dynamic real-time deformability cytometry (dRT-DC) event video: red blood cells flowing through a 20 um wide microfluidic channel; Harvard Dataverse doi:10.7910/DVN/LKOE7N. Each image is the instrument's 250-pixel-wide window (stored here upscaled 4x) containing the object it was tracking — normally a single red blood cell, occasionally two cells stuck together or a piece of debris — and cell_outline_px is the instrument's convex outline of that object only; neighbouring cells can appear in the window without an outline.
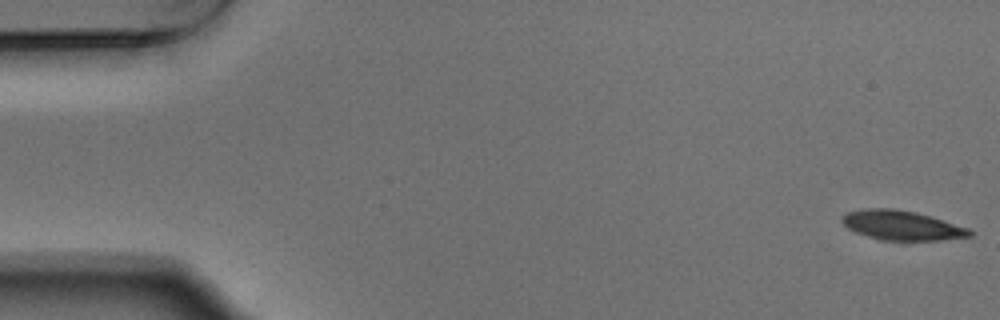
{"species": "Egyptian fruit bat (a non-hibernating species)", "species_latin": "Rousettus aegyptiacus", "temperature_condition": "warm", "stored_images_in_passage": 7, "camera_frame_rate_fps": 3000, "um_per_image_px": 0.085, "animal": {"sex": "male"}, "frame": {"image": 1, "passage_image": 1, "time_ms": 0.0, "image_size_px": [1000, 320], "cell_outline_px": [[972, 236], [940, 240], [880, 240], [856, 232], [848, 228], [840, 220], [848, 212], [864, 208], [892, 208], [916, 212], [968, 228], [972, 232]], "centroid_in_image_um": [76.63, 19.15], "position_along_channel_um": 8.4, "area_um2": 21.68}}